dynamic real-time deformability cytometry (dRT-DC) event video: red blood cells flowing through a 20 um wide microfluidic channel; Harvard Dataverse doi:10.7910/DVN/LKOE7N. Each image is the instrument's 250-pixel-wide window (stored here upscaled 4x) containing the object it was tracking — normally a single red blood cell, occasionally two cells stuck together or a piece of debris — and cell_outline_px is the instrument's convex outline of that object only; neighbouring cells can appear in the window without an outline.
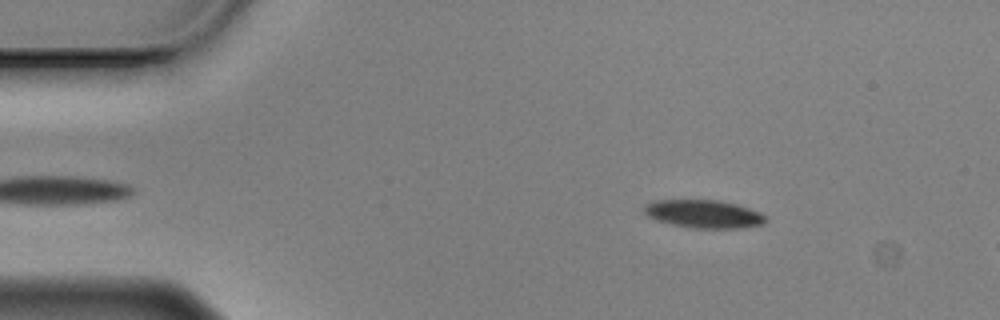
{"species": "Egyptian fruit bat (a non-hibernating species)", "species_latin": "Rousettus aegyptiacus", "temperature_condition": "cold", "stored_images_in_passage": 13, "camera_frame_rate_fps": 3000, "um_per_image_px": 0.085, "animal": {"sex": "male"}, "frame": {"image": 1, "passage_image": 6, "time_ms": 1.667, "image_size_px": [1000, 320], "cell_outline_px": [[764, 224], [736, 228], [692, 228], [672, 224], [656, 220], [648, 216], [644, 212], [644, 208], [648, 204], [656, 200], [720, 200], [736, 204], [760, 212], [764, 216]], "centroid_in_image_um": [59.8, 18.18], "position_along_channel_um": 25.2, "area_um2": 19.59}}